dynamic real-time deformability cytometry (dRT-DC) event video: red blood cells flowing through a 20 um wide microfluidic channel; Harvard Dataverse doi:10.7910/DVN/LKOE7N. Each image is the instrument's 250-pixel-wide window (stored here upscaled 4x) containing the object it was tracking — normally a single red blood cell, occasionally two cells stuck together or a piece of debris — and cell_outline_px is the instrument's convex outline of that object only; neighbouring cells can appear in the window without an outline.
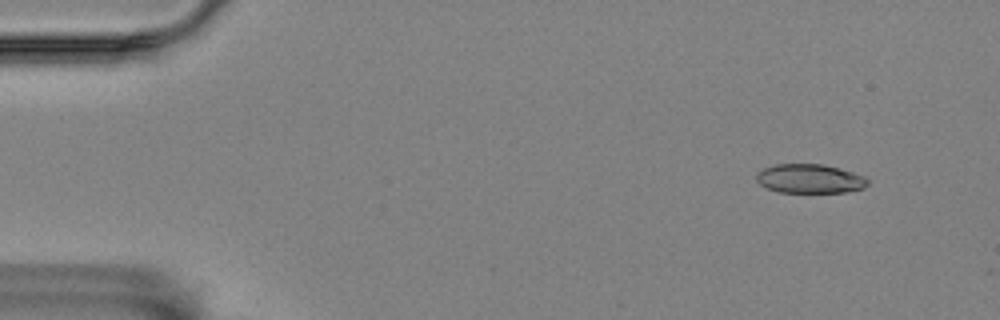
{"species": "Egyptian fruit bat (a non-hibernating species)", "species_latin": "Rousettus aegyptiacus", "temperature_condition": "room temperature", "stored_images_in_passage": 5, "camera_frame_rate_fps": 3000, "um_per_image_px": 0.085, "animal": {"sex": "female"}, "frame": {"image": 1, "passage_image": 1, "time_ms": 0.0, "image_size_px": [1000, 320], "cell_outline_px": [[868, 184], [864, 188], [844, 192], [780, 192], [768, 188], [760, 184], [756, 180], [756, 172], [764, 168], [776, 164], [824, 164], [852, 172], [864, 176], [868, 180]], "centroid_in_image_um": [68.82, 15.18], "position_along_channel_um": 16.2, "area_um2": 18.79}}
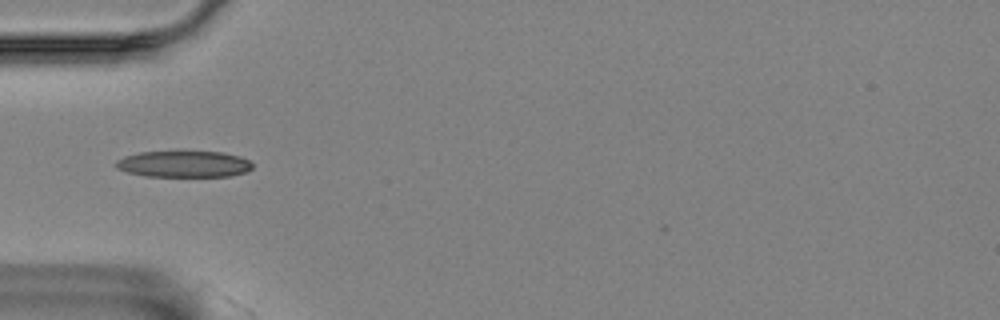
{"frame": {"image": 2, "passage_image": 4, "time_ms": 1.0, "image_size_px": [1000, 320], "cell_outline_px": [[252, 168], [244, 172], [228, 176], [144, 176], [128, 172], [116, 168], [116, 160], [124, 156], [140, 152], [224, 152], [240, 156], [248, 160], [252, 164]], "centroid_in_image_um": [15.61, 13.94], "position_along_channel_um": 69.4, "area_um2": 20.81}}
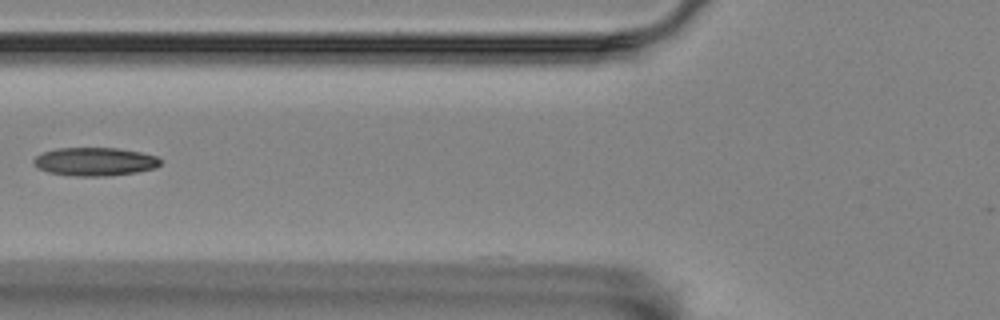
{"frame": {"image": 3, "passage_image": 5, "time_ms": 1.333, "image_size_px": [1000, 320], "cell_outline_px": [[160, 164], [156, 168], [136, 172], [104, 176], [72, 176], [48, 172], [36, 168], [32, 164], [32, 160], [36, 156], [44, 152], [56, 148], [116, 148], [140, 152], [156, 156], [160, 160]], "centroid_in_image_um": [8.01, 13.74], "position_along_channel_um": 117.8, "area_um2": 20.98}}